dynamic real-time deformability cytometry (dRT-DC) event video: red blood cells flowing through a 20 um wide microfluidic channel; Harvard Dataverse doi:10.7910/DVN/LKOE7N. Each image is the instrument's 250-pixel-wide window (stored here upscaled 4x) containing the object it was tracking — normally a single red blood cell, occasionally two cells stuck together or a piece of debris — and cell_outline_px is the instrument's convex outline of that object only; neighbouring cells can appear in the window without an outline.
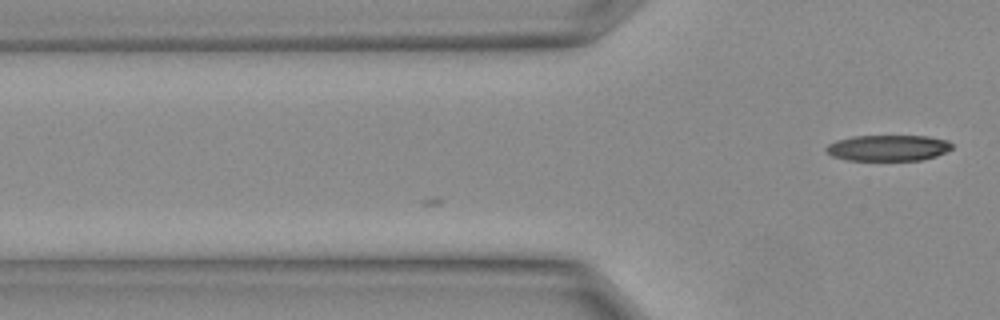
{"species": "Egyptian fruit bat (a non-hibernating species)", "species_latin": "Rousettus aegyptiacus", "temperature_condition": "warm", "stored_images_in_passage": 3, "camera_frame_rate_fps": 3000, "um_per_image_px": 0.085, "animal": {"sex": "female"}, "frame": {"image": 1, "passage_image": 3, "time_ms": 0.667, "image_size_px": [1000, 320], "cell_outline_px": [[952, 148], [936, 156], [924, 160], [848, 160], [832, 156], [824, 152], [824, 148], [828, 144], [836, 140], [852, 136], [928, 136], [948, 140], [952, 144]], "centroid_in_image_um": [75.45, 12.57], "position_along_channel_um": 50.3, "area_um2": 19.19}}